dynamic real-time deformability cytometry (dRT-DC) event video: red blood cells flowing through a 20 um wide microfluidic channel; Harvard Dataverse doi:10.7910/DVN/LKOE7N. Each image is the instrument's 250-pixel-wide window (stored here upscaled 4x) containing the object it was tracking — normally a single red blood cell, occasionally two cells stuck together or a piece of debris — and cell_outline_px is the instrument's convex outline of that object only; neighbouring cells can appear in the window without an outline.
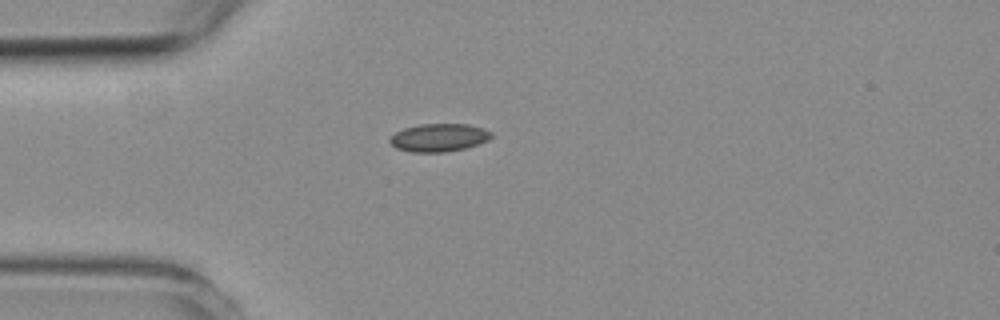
{"species": "common noctule bat (a hibernating species)", "species_latin": "Nyctalus noctula", "temperature_condition": "room temperature", "stored_images_in_passage": 1, "camera_frame_rate_fps": 3000, "um_per_image_px": 0.085, "animal": {"sex": "female", "body_mass_g": 19.3, "forearm_length_mm": 54.1}, "frame": {"image": 1, "passage_image": 1, "time_ms": 0.0, "image_size_px": [1000, 320], "cell_outline_px": [[492, 136], [488, 140], [464, 148], [444, 152], [412, 152], [396, 148], [388, 140], [396, 132], [404, 128], [420, 124], [468, 124], [484, 128], [492, 132]], "centroid_in_image_um": [37.31, 11.69], "position_along_channel_um": 47.7, "area_um2": 16.42}}